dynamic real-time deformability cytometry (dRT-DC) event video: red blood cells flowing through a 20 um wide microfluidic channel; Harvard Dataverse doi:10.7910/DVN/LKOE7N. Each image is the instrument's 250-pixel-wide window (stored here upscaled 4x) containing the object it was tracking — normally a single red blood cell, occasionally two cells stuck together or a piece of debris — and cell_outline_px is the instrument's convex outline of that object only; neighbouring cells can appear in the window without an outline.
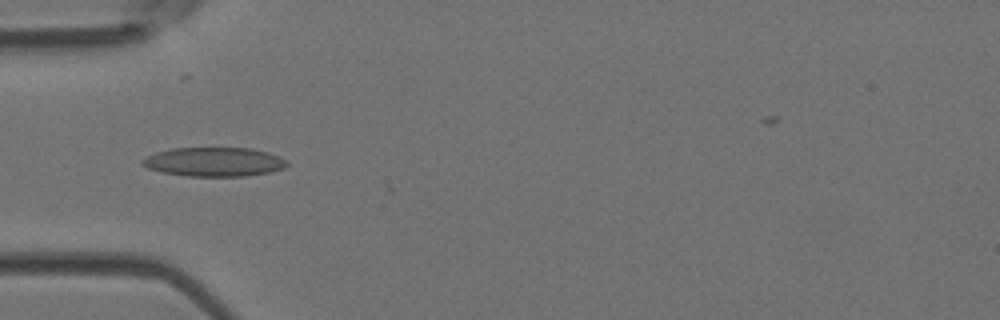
{"species": "Egyptian fruit bat (a non-hibernating species)", "species_latin": "Rousettus aegyptiacus", "temperature_condition": "room temperature", "stored_images_in_passage": 39, "camera_frame_rate_fps": 3000, "um_per_image_px": 0.085, "animal": {"sex": "female"}, "frame": {"image": 1, "passage_image": 9, "time_ms": 2.667, "image_size_px": [1000, 320], "cell_outline_px": [[288, 164], [284, 168], [268, 172], [244, 176], [188, 176], [160, 172], [148, 168], [140, 164], [140, 160], [156, 152], [172, 148], [252, 148], [268, 152], [280, 156], [288, 160]], "centroid_in_image_um": [18.19, 13.75], "position_along_channel_um": 66.8, "area_um2": 24.62}}
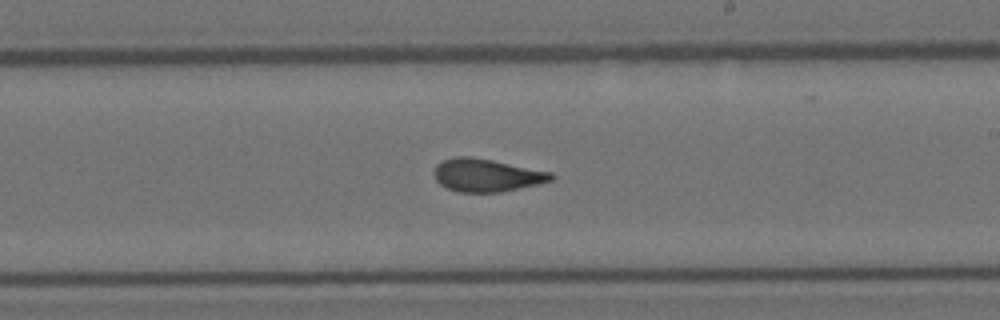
{"frame": {"image": 2, "passage_image": 22, "time_ms": 7.0, "image_size_px": [1000, 320], "cell_outline_px": [[556, 176], [552, 180], [540, 184], [500, 192], [460, 192], [448, 188], [440, 184], [436, 180], [432, 172], [436, 164], [444, 160], [456, 156], [468, 156], [492, 160], [552, 172]], "centroid_in_image_um": [41.36, 14.89], "position_along_channel_um": 247.6, "area_um2": 22.48}}
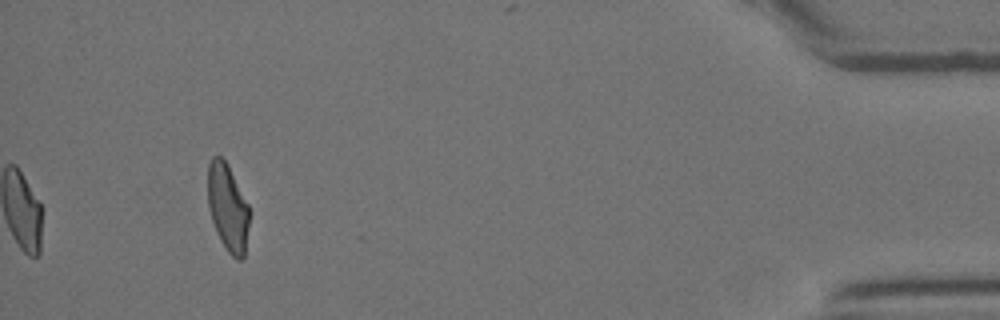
{"frame": {"image": 3, "passage_image": 39, "time_ms": 12.667, "image_size_px": [1000, 320], "cell_outline_px": [[248, 224], [244, 256], [240, 260], [236, 260], [228, 252], [220, 240], [216, 232], [208, 208], [208, 164], [212, 156], [220, 156], [228, 164], [248, 204]], "centroid_in_image_um": [19.34, 17.63], "position_along_channel_um": 415.9, "area_um2": 20.98}, "authors_computed_cell_mechanics": {"area_um2": 22.1952, "velocity_mm_per_s": 4.1586, "shape_relaxation_time_tau1_ms": null, "shape_relaxation_time_tau2_ms": 1.51, "deformation_change_tau1": null, "deformation_change_tau2": 0.0835}}